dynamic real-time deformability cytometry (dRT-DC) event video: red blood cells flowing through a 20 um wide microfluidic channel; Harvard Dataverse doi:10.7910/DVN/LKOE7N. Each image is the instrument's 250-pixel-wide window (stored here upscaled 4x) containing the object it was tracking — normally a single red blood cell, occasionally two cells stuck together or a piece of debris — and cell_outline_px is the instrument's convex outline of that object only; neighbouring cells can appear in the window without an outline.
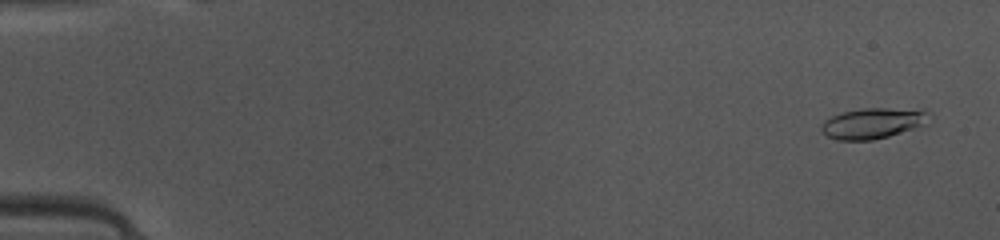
{"species": "common noctule bat (a hibernating species)", "species_latin": "Nyctalus noctula", "temperature_condition": "warm", "stored_images_in_passage": 49, "camera_frame_rate_fps": 3000, "um_per_image_px": 0.085, "animal": {"sex": "female", "body_mass_g": 10.0, "forearm_length_mm": 53.1}, "frame": {"image": 1, "passage_image": 3, "time_ms": 0.667, "image_size_px": [1000, 240], "cell_outline_px": [[932, 112], [928, 124], [888, 136], [872, 140], [836, 140], [820, 132], [820, 124], [824, 120], [832, 116], [844, 112], [864, 108], [884, 108]], "centroid_in_image_um": [74.16, 10.49], "position_along_channel_um": 10.8, "area_um2": 19.19}}
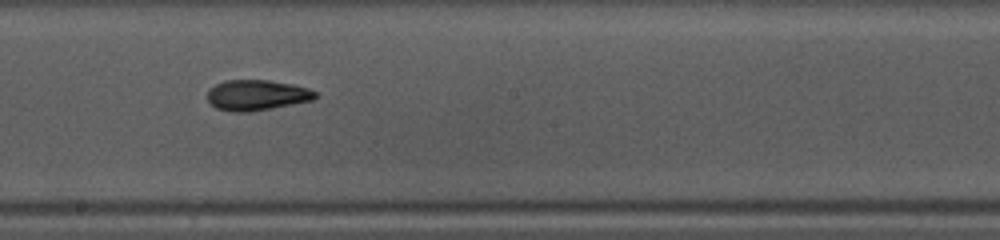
{"frame": {"image": 2, "passage_image": 28, "time_ms": 9.0, "image_size_px": [1000, 240], "cell_outline_px": [[320, 96], [316, 100], [252, 112], [232, 112], [216, 108], [208, 104], [208, 88], [224, 80], [268, 80], [292, 84], [308, 88], [316, 92]], "centroid_in_image_um": [21.84, 8.1], "position_along_channel_um": 226.4, "area_um2": 19.65}}
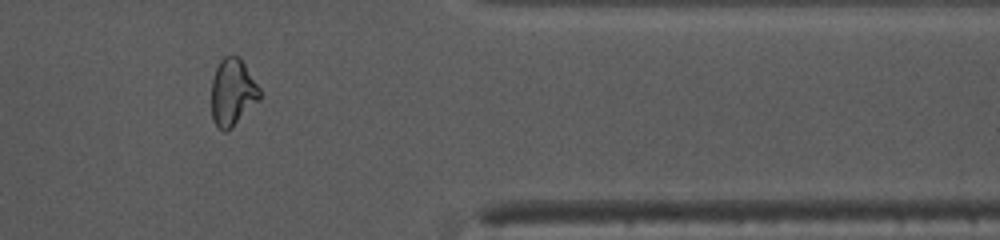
{"frame": {"image": 3, "passage_image": 41, "time_ms": 13.333, "image_size_px": [1000, 240], "cell_outline_px": [[260, 100], [232, 128], [224, 132], [216, 128], [212, 120], [212, 80], [216, 68], [220, 60], [224, 56], [240, 56], [260, 88]], "centroid_in_image_um": [19.77, 7.87], "position_along_channel_um": 391.6, "area_um2": 19.13}, "authors_computed_cell_mechanics": {"area_um2": 18.9584, "velocity_mm_per_s": 4.137, "shape_relaxation_time_tau1_ms": 4.5888, "shape_relaxation_time_tau2_ms": 1.9752, "deformation_change_tau1": 0.1626, "deformation_change_tau2": 0.0896}}